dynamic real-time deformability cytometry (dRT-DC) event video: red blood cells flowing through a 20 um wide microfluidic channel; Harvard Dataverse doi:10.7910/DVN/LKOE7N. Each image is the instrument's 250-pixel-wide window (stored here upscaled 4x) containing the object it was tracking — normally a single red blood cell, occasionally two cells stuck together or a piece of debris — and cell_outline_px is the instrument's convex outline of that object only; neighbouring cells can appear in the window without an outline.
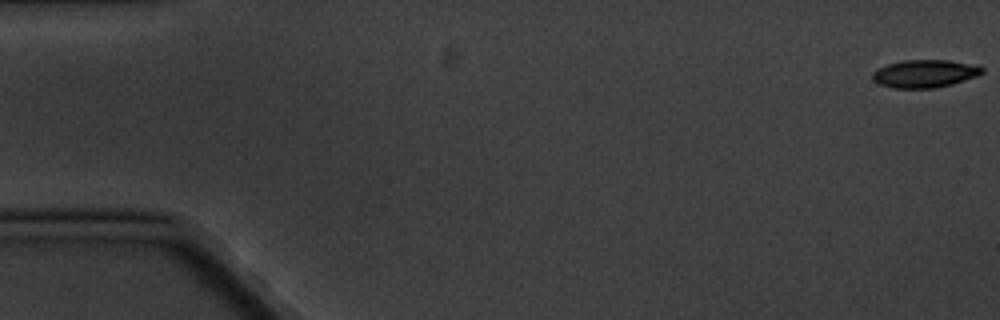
{"species": "common noctule bat (a hibernating species)", "species_latin": "Nyctalus noctula", "temperature_condition": "cold", "stored_images_in_passage": 5, "camera_frame_rate_fps": 3000, "um_per_image_px": 0.085, "animal": {"sex": "male", "body_mass_g": 20.1, "forearm_length_mm": 53.5}, "frame": {"image": 1, "passage_image": 1, "time_ms": 0.0, "image_size_px": [1000, 320], "cell_outline_px": [[984, 72], [980, 76], [952, 84], [936, 88], [892, 88], [880, 84], [872, 80], [872, 72], [876, 68], [888, 64], [904, 60], [948, 60], [968, 64], [984, 68]], "centroid_in_image_um": [78.59, 6.27], "position_along_channel_um": 6.4, "area_um2": 17.86}}
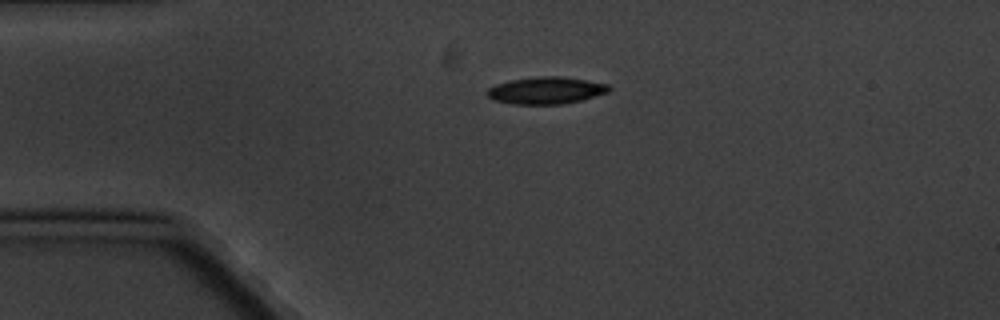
{"frame": {"image": 2, "passage_image": 4, "time_ms": 4.333, "image_size_px": [1000, 320], "cell_outline_px": [[612, 88], [608, 92], [580, 100], [560, 104], [512, 104], [492, 100], [484, 92], [488, 88], [496, 84], [512, 80], [536, 76], [560, 76], [588, 80], [608, 84]], "centroid_in_image_um": [46.38, 7.68], "position_along_channel_um": 38.6, "area_um2": 19.25}}